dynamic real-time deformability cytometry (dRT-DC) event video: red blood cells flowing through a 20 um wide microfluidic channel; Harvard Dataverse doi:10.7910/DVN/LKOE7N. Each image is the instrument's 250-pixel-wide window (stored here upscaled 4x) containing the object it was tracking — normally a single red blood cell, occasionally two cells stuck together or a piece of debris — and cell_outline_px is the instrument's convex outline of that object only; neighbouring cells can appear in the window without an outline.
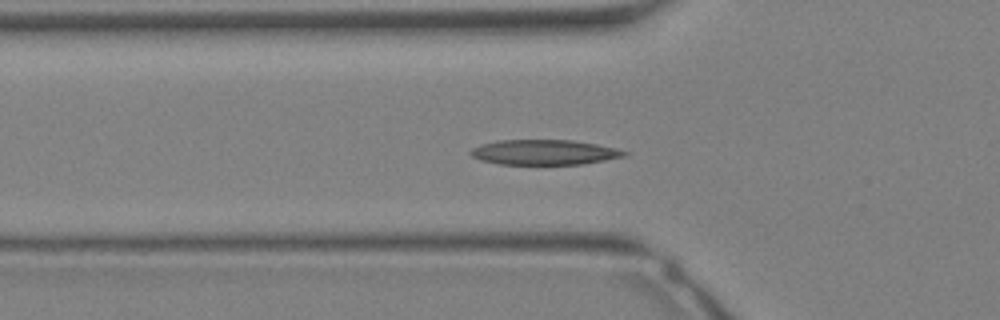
{"species": "Egyptian fruit bat (a non-hibernating species)", "species_latin": "Rousettus aegyptiacus", "temperature_condition": "warm", "stored_images_in_passage": 6, "camera_frame_rate_fps": 3000, "um_per_image_px": 0.085, "animal": {"sex": "female"}, "frame": {"image": 1, "passage_image": 5, "time_ms": 1.333, "image_size_px": [1000, 320], "cell_outline_px": [[628, 152], [624, 156], [604, 160], [580, 164], [500, 164], [480, 160], [472, 156], [468, 152], [472, 148], [496, 140], [572, 140], [596, 144], [616, 148]], "centroid_in_image_um": [46.23, 12.94], "position_along_channel_um": 79.6, "area_um2": 22.25}}